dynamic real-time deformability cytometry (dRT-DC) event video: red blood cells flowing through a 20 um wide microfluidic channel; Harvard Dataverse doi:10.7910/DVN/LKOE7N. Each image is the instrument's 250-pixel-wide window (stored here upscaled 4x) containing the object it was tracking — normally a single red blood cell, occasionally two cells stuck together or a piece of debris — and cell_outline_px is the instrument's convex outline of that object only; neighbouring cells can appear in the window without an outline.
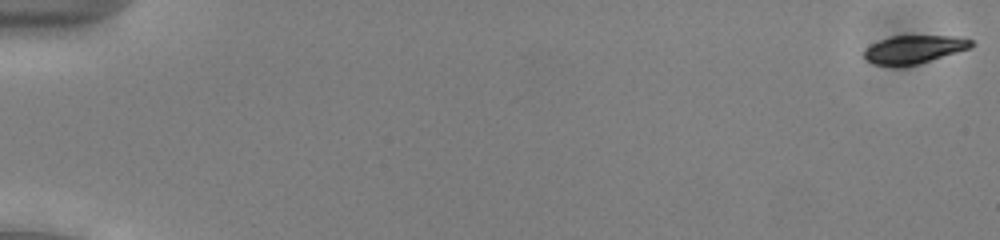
{"species": "common noctule bat (a hibernating species)", "species_latin": "Nyctalus noctula", "temperature_condition": "cold", "stored_images_in_passage": 54, "camera_frame_rate_fps": 3000, "um_per_image_px": 0.085, "animal": {"sex": "male", "body_mass_g": 13.0, "forearm_length_mm": 53.1}, "frame": {"image": 1, "passage_image": 1, "time_ms": 0.0, "image_size_px": [1000, 240], "cell_outline_px": [[976, 44], [972, 48], [916, 64], [872, 64], [864, 56], [864, 52], [872, 44], [880, 40], [892, 36], [964, 36], [972, 40]], "centroid_in_image_um": [77.8, 4.16], "position_along_channel_um": 7.2, "area_um2": 17.17}}
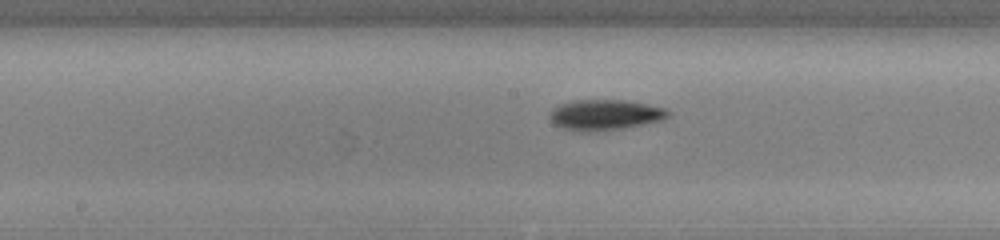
{"frame": {"image": 2, "passage_image": 29, "time_ms": 9.333, "image_size_px": [1000, 240], "cell_outline_px": [[668, 116], [660, 120], [644, 124], [624, 128], [596, 132], [580, 132], [564, 128], [556, 124], [548, 116], [552, 108], [560, 104], [576, 100], [624, 100], [664, 108], [668, 112]], "centroid_in_image_um": [51.37, 9.77], "position_along_channel_um": 196.8, "area_um2": 20.87}}
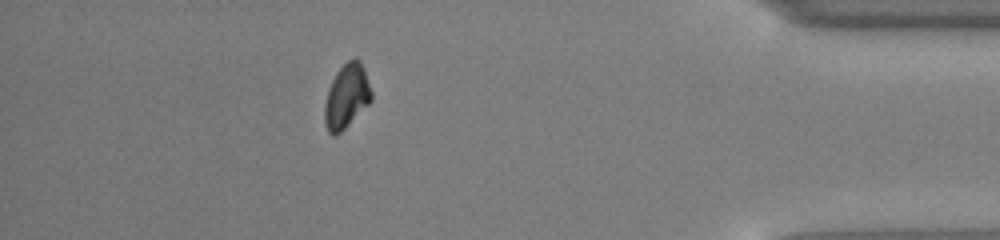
{"frame": {"image": 3, "passage_image": 48, "time_ms": 15.667, "image_size_px": [1000, 240], "cell_outline_px": [[372, 100], [336, 136], [332, 136], [328, 132], [324, 124], [324, 104], [328, 88], [336, 72], [348, 60], [356, 56], [360, 60], [364, 68], [372, 92]], "centroid_in_image_um": [29.44, 8.17], "position_along_channel_um": 405.8, "area_um2": 17.57}, "authors_computed_cell_mechanics": {"area_um2": 18.4093, "velocity_mm_per_s": 3.9353, "shape_relaxation_time_tau1_ms": 2.1333, "shape_relaxation_time_tau2_ms": null, "deformation_change_tau1": 0.1223, "deformation_change_tau2": null}}